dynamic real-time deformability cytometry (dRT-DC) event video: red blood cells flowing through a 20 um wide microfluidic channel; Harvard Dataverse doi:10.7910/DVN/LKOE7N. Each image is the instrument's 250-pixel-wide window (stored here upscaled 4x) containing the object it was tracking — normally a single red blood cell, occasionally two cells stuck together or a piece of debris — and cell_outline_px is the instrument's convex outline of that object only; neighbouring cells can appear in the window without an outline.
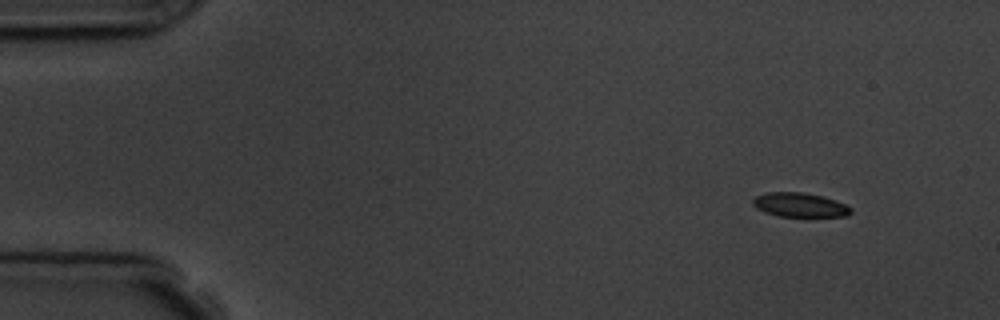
{"species": "common noctule bat (a hibernating species)", "species_latin": "Nyctalus noctula", "temperature_condition": "room temperature", "stored_images_in_passage": 5, "camera_frame_rate_fps": 3000, "um_per_image_px": 0.085, "animal": {"sex": "male", "body_mass_g": 19.5, "forearm_length_mm": 54.6}, "frame": {"image": 1, "passage_image": 1, "time_ms": 0.0, "image_size_px": [1000, 320], "cell_outline_px": [[852, 212], [848, 216], [780, 216], [764, 212], [756, 208], [752, 204], [752, 200], [756, 196], [768, 192], [804, 192], [836, 200], [852, 208]], "centroid_in_image_um": [67.97, 17.41], "position_along_channel_um": 17.0, "area_um2": 13.76}}
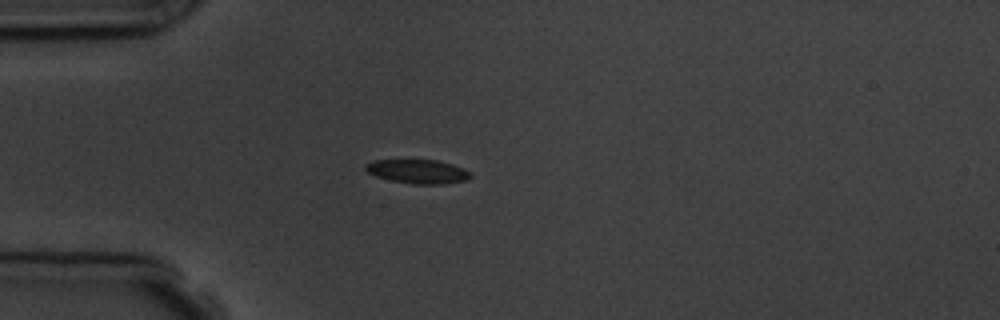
{"frame": {"image": 2, "passage_image": 4, "time_ms": 3.333, "image_size_px": [1000, 320], "cell_outline_px": [[472, 176], [468, 180], [444, 184], [412, 184], [392, 180], [376, 176], [368, 172], [364, 168], [364, 164], [376, 160], [436, 160], [452, 164], [464, 168], [472, 172]], "centroid_in_image_um": [35.56, 14.58], "position_along_channel_um": 49.4, "area_um2": 14.74}}